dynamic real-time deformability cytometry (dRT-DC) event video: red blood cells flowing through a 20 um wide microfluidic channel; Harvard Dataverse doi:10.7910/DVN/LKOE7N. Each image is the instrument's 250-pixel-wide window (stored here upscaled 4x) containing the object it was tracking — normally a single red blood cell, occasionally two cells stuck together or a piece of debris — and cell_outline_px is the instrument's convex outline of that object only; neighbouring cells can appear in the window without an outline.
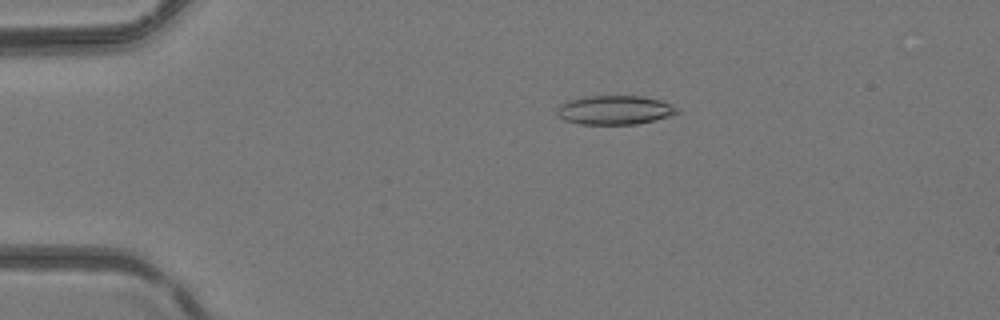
{"species": "common noctule bat (a hibernating species)", "species_latin": "Nyctalus noctula", "temperature_condition": "room temperature", "stored_images_in_passage": 48, "camera_frame_rate_fps": 3000, "um_per_image_px": 0.085, "animal": {"sex": "female", "body_mass_g": 24.6, "forearm_length_mm": 56.2}, "frame": {"image": 1, "passage_image": 11, "time_ms": 3.333, "image_size_px": [1000, 320], "cell_outline_px": [[680, 112], [672, 116], [636, 124], [580, 124], [564, 120], [556, 112], [556, 108], [560, 104], [568, 100], [584, 96], [644, 96], [660, 100], [672, 104]], "centroid_in_image_um": [52.25, 9.35], "position_along_channel_um": 32.7, "area_um2": 20.46}}
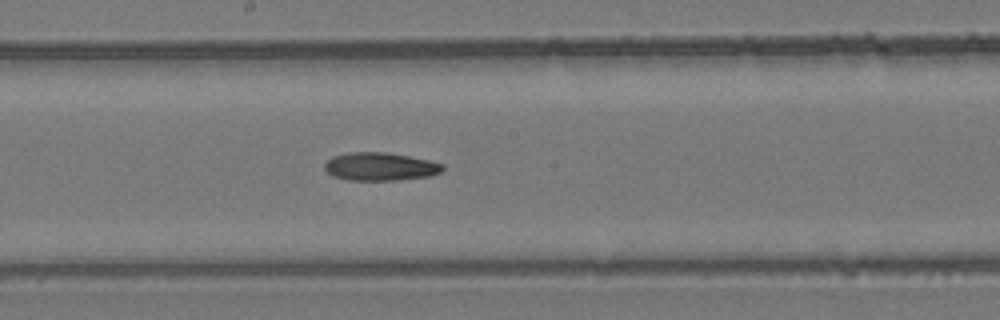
{"frame": {"image": 2, "passage_image": 27, "time_ms": 8.667, "image_size_px": [1000, 320], "cell_outline_px": [[444, 168], [440, 172], [428, 176], [400, 180], [348, 180], [332, 176], [324, 168], [324, 164], [332, 156], [348, 152], [388, 152], [428, 160], [444, 164]], "centroid_in_image_um": [32.29, 14.15], "position_along_channel_um": 215.9, "area_um2": 19.36}}
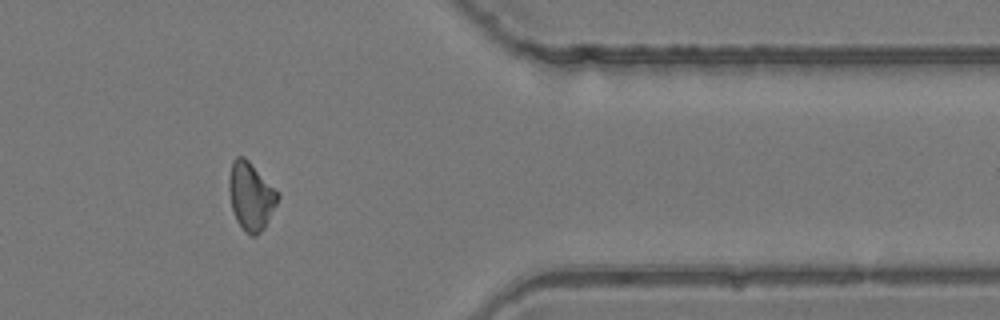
{"frame": {"image": 3, "passage_image": 40, "time_ms": 13.0, "image_size_px": [1000, 320], "cell_outline_px": [[280, 196], [264, 228], [256, 236], [252, 236], [244, 232], [236, 220], [232, 208], [228, 188], [228, 180], [232, 160], [236, 156], [244, 156], [280, 192]], "centroid_in_image_um": [21.32, 16.66], "position_along_channel_um": 390.1, "area_um2": 19.48}}